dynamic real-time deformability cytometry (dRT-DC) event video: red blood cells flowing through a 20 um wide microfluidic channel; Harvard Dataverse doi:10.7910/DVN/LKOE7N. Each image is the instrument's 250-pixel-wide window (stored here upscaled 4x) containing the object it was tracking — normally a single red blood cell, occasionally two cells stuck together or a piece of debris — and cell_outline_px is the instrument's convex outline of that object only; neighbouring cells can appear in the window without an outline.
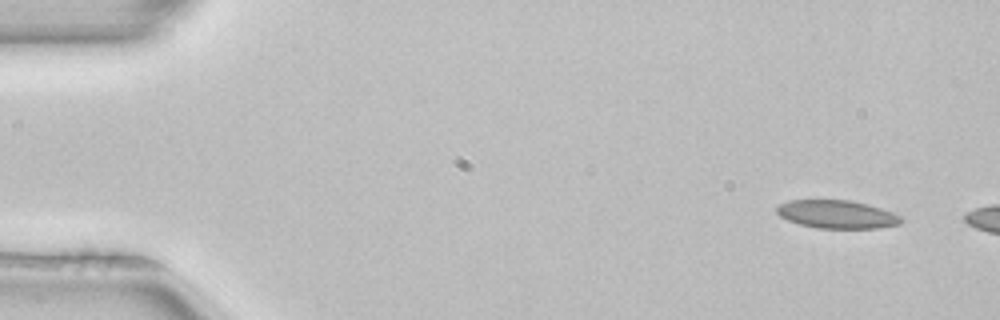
{"species": "common noctule bat (a hibernating species)", "species_latin": "Nyctalus noctula", "temperature_condition": "room temperature", "stored_images_in_passage": 2, "camera_frame_rate_fps": 3000, "um_per_image_px": 0.085, "animal": {"sex": "female", "body_mass_g": 22.7, "forearm_length_mm": 54.2}, "frame": {"image": 1, "passage_image": 1, "time_ms": 0.0, "image_size_px": [1000, 320], "cell_outline_px": [[904, 220], [900, 224], [880, 228], [816, 228], [800, 224], [788, 220], [780, 216], [776, 212], [776, 208], [780, 204], [788, 200], [852, 200], [868, 204], [892, 212], [900, 216]], "centroid_in_image_um": [71.15, 18.21], "position_along_channel_um": 13.8, "area_um2": 20.46}}